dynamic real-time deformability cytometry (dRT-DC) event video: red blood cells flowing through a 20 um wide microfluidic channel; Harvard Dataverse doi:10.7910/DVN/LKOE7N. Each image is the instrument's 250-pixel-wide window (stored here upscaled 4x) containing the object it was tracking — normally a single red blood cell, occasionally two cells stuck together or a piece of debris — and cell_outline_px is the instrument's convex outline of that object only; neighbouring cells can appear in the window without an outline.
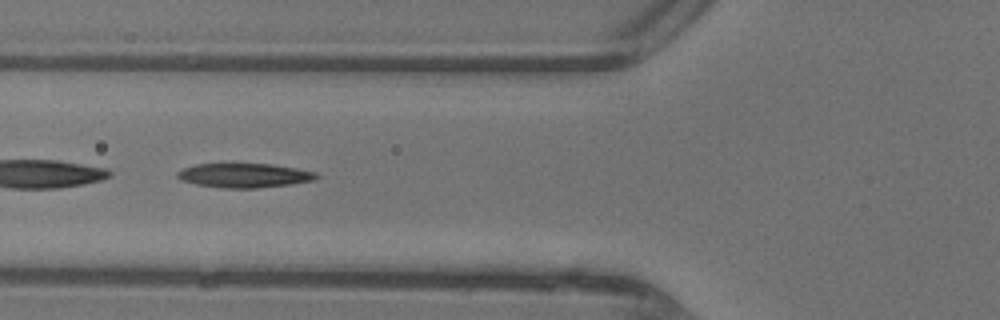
{"species": "common noctule bat (a hibernating species)", "species_latin": "Nyctalus noctula", "temperature_condition": "warm", "stored_images_in_passage": 33, "camera_frame_rate_fps": 3000, "um_per_image_px": 0.085, "animal": {"sex": "female"}, "frame": {"image": 1, "passage_image": 6, "time_ms": 1.667, "image_size_px": [1000, 320], "cell_outline_px": [[320, 176], [312, 180], [288, 184], [256, 188], [224, 188], [196, 184], [180, 180], [176, 176], [176, 172], [184, 168], [196, 164], [224, 160], [272, 164], [296, 168], [316, 172]], "centroid_in_image_um": [20.67, 14.85], "position_along_channel_um": 105.1, "area_um2": 20.58}, "authors_computed_cell_mechanics": {"area_um2": 19.8254, "velocity_mm_per_s": 4.4668, "shape_relaxation_time_tau1_ms": 8.7784, "shape_relaxation_time_tau2_ms": 2.8719, "deformation_change_tau1": 0.288, "deformation_change_tau2": 0.1244}}